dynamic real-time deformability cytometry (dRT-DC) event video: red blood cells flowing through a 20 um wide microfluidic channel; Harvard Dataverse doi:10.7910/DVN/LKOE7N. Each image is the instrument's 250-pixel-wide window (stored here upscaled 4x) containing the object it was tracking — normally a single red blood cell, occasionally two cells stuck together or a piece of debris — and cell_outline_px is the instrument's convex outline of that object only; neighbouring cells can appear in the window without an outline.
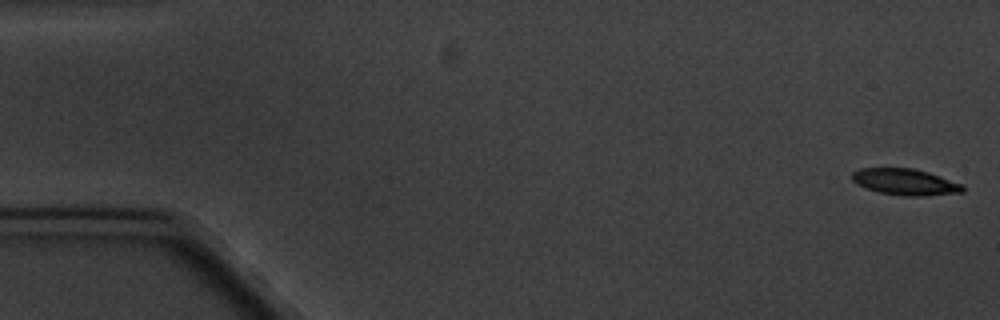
{"species": "common noctule bat (a hibernating species)", "species_latin": "Nyctalus noctula", "temperature_condition": "cold", "stored_images_in_passage": 9, "camera_frame_rate_fps": 3000, "um_per_image_px": 0.085, "animal": {"sex": "male", "body_mass_g": 20.1, "forearm_length_mm": 53.5}, "frame": {"image": 1, "passage_image": 1, "time_ms": 0.0, "image_size_px": [1000, 320], "cell_outline_px": [[964, 192], [924, 196], [904, 196], [880, 192], [864, 188], [856, 184], [852, 180], [852, 172], [860, 168], [912, 168], [928, 172], [964, 184]], "centroid_in_image_um": [76.94, 15.47], "position_along_channel_um": 8.1, "area_um2": 17.11}}
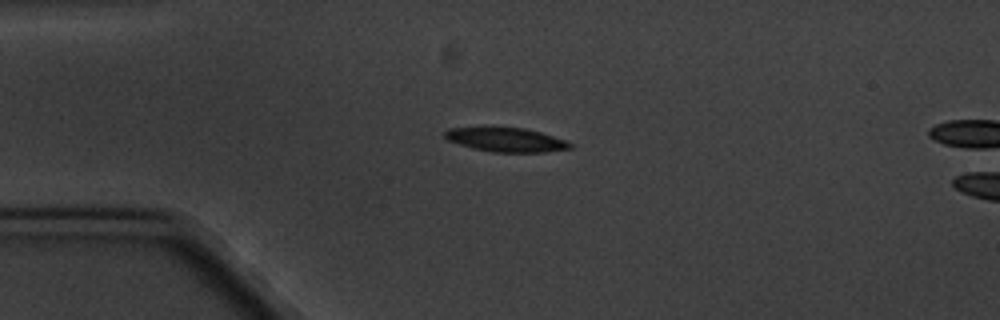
{"frame": {"image": 2, "passage_image": 4, "time_ms": 4.333, "image_size_px": [1000, 320], "cell_outline_px": [[572, 148], [544, 152], [492, 152], [472, 148], [448, 140], [444, 136], [444, 132], [448, 128], [524, 128], [540, 132], [564, 140], [572, 144]], "centroid_in_image_um": [43.01, 11.89], "position_along_channel_um": 42.0, "area_um2": 17.22}}